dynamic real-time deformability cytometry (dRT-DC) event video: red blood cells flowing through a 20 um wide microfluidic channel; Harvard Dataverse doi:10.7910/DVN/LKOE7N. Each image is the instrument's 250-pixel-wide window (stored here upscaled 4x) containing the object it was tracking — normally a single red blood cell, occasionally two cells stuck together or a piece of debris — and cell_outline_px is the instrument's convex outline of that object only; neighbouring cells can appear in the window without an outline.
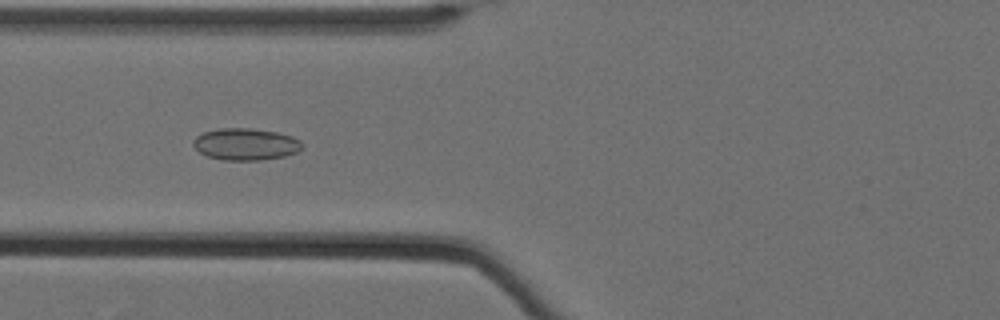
{"species": "Egyptian fruit bat (a non-hibernating species)", "species_latin": "Rousettus aegyptiacus", "temperature_condition": "cold", "stored_images_in_passage": 61, "camera_frame_rate_fps": 3000, "um_per_image_px": 0.085, "animal": {"sex": "female"}, "frame": {"image": 1, "passage_image": 28, "time_ms": 9.0, "image_size_px": [1000, 320], "cell_outline_px": [[304, 144], [296, 152], [284, 156], [260, 160], [224, 160], [208, 156], [200, 152], [192, 144], [192, 140], [196, 136], [204, 132], [220, 128], [248, 128], [276, 132], [292, 136], [300, 140]], "centroid_in_image_um": [20.87, 12.25], "position_along_channel_um": 104.9, "area_um2": 20.11}}
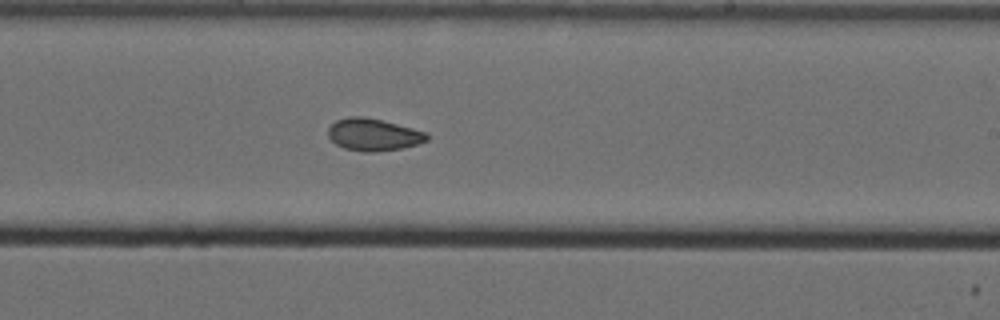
{"frame": {"image": 2, "passage_image": 41, "time_ms": 13.333, "image_size_px": [1000, 320], "cell_outline_px": [[428, 140], [416, 144], [400, 148], [372, 152], [364, 152], [344, 148], [336, 144], [328, 136], [328, 128], [336, 120], [348, 116], [364, 116], [428, 132]], "centroid_in_image_um": [31.72, 11.43], "position_along_channel_um": 257.3, "area_um2": 18.38}}
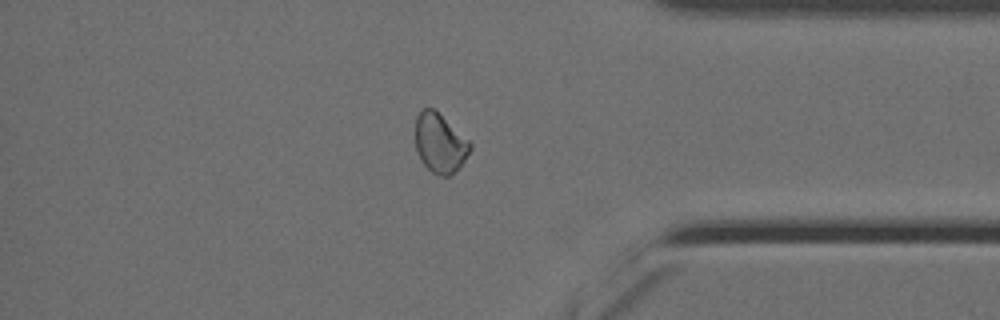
{"frame": {"image": 3, "passage_image": 54, "time_ms": 17.667, "image_size_px": [1000, 320], "cell_outline_px": [[472, 148], [460, 168], [448, 176], [440, 176], [432, 172], [420, 160], [416, 152], [416, 116], [424, 108], [432, 108], [468, 140], [472, 144]], "centroid_in_image_um": [37.39, 12.21], "position_along_channel_um": 397.8, "area_um2": 18.67}, "authors_computed_cell_mechanics": {"area_um2": 19.941, "velocity_mm_per_s": 3.497, "shape_relaxation_time_tau1_ms": null, "shape_relaxation_time_tau2_ms": 2.3534, "deformation_change_tau1": null, "deformation_change_tau2": 0.0699}}